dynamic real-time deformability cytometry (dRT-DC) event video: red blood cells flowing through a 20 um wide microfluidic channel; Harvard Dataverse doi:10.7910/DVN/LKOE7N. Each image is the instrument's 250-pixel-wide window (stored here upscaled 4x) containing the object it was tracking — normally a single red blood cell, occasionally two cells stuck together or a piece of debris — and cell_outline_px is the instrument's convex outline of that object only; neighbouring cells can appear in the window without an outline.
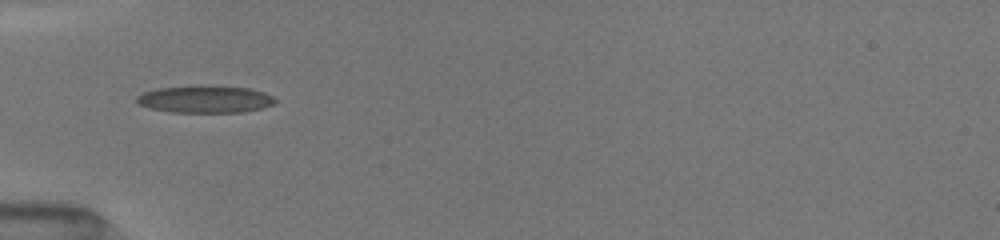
{"species": "common noctule bat (a hibernating species)", "species_latin": "Nyctalus noctula", "temperature_condition": "room temperature", "stored_images_in_passage": 7, "camera_frame_rate_fps": 3000, "um_per_image_px": 0.085, "animal": {"sex": "female", "body_mass_g": 19.5, "forearm_length_mm": 54.1}, "frame": {"image": 1, "passage_image": 6, "time_ms": 3.0, "image_size_px": [1000, 240], "cell_outline_px": [[276, 104], [244, 112], [172, 112], [148, 108], [140, 104], [136, 100], [136, 96], [144, 92], [156, 88], [188, 84], [208, 84], [248, 88], [264, 92], [272, 96], [276, 100]], "centroid_in_image_um": [17.41, 8.4], "position_along_channel_um": 67.6, "area_um2": 22.6}}